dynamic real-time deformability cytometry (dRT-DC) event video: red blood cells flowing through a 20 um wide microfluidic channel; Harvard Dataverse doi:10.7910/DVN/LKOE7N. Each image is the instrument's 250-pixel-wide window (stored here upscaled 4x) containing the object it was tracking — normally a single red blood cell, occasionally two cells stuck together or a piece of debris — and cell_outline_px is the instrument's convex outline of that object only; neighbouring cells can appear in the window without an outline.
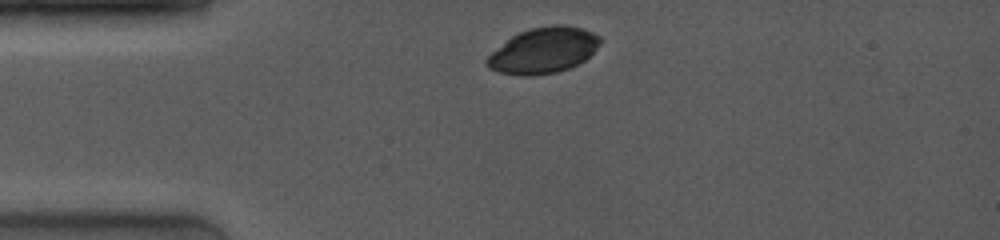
{"species": "common noctule bat (a hibernating species)", "species_latin": "Nyctalus noctula", "temperature_condition": "room temperature", "stored_images_in_passage": 7, "camera_frame_rate_fps": 4000, "um_per_image_px": 0.085, "animal": {"sex": "female", "body_mass_g": 19.0, "forearm_length_mm": 53.3}, "frame": {"image": 1, "passage_image": 1, "time_ms": 0.0, "image_size_px": [1000, 240], "cell_outline_px": [[600, 44], [584, 60], [568, 68], [556, 72], [528, 76], [520, 76], [500, 72], [488, 68], [484, 64], [484, 60], [492, 52], [516, 32], [528, 28], [552, 24], [564, 24], [580, 28], [592, 32], [600, 36]], "centroid_in_image_um": [46.14, 4.27], "position_along_channel_um": 38.9, "area_um2": 30.23}}